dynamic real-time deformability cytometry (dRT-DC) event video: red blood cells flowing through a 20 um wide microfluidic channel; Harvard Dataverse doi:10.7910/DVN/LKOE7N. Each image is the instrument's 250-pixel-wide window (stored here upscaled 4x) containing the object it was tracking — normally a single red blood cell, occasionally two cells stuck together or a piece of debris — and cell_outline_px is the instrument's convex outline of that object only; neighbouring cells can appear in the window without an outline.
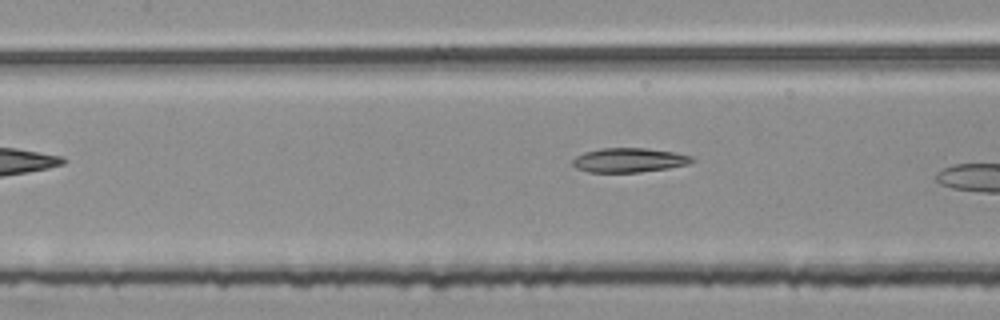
{"species": "common noctule bat (a hibernating species)", "species_latin": "Nyctalus noctula", "temperature_condition": "room temperature", "stored_images_in_passage": 33, "camera_frame_rate_fps": 3000, "um_per_image_px": 0.085, "animal": {"sex": "female", "body_mass_g": 25.1}, "frame": {"image": 1, "passage_image": 15, "time_ms": 4.667, "image_size_px": [1000, 320], "cell_outline_px": [[696, 160], [688, 164], [668, 168], [640, 172], [588, 172], [576, 168], [572, 164], [572, 160], [576, 156], [584, 152], [600, 148], [644, 148], [676, 152], [692, 156]], "centroid_in_image_um": [53.47, 13.61], "position_along_channel_um": 153.9, "area_um2": 16.99}}
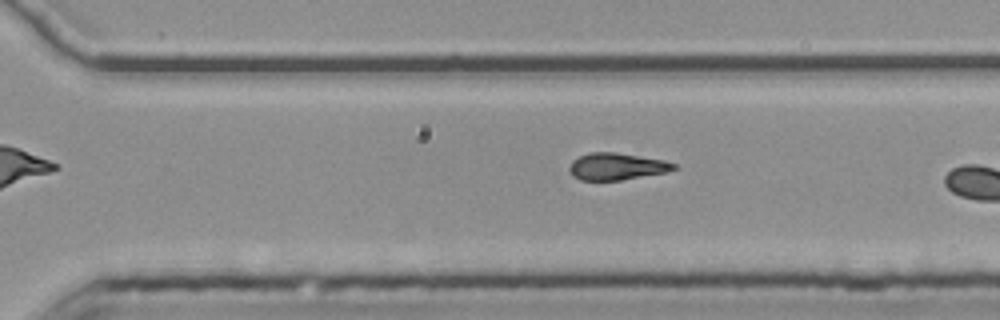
{"frame": {"image": 2, "passage_image": 28, "time_ms": 9.0, "image_size_px": [1000, 320], "cell_outline_px": [[676, 168], [664, 172], [620, 180], [580, 180], [572, 176], [568, 168], [572, 160], [588, 152], [616, 152], [664, 160], [676, 164]], "centroid_in_image_um": [52.36, 14.14], "position_along_channel_um": 318.2, "area_um2": 16.3}}